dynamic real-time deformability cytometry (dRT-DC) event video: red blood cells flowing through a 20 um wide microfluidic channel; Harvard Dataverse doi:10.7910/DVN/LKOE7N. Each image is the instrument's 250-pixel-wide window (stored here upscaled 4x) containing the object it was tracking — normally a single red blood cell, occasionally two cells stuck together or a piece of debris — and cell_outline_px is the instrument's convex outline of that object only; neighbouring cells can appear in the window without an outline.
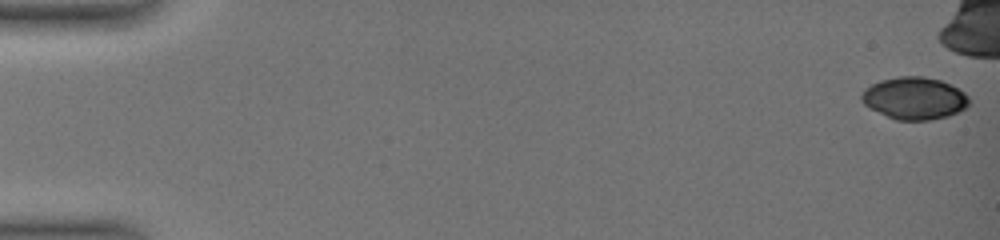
{"species": "common noctule bat (a hibernating species)", "species_latin": "Nyctalus noctula", "temperature_condition": "warm", "stored_images_in_passage": 47, "camera_frame_rate_fps": 3000, "um_per_image_px": 0.085, "animal": {"sex": "female", "body_mass_g": 19.0, "forearm_length_mm": 51.5}, "frame": {"image": 1, "passage_image": 1, "time_ms": 0.0, "image_size_px": [1000, 240], "cell_outline_px": [[968, 104], [964, 108], [948, 116], [928, 120], [896, 120], [868, 108], [860, 100], [860, 92], [864, 88], [880, 80], [900, 76], [924, 76], [940, 80], [964, 92], [968, 96]], "centroid_in_image_um": [77.66, 8.35], "position_along_channel_um": 7.3, "area_um2": 26.47}}
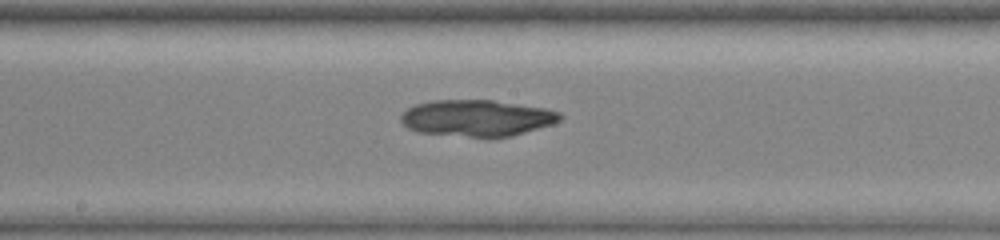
{"frame": {"image": 2, "passage_image": 30, "time_ms": 9.667, "image_size_px": [1000, 240], "cell_outline_px": [[564, 116], [560, 120], [552, 124], [512, 136], [488, 140], [416, 132], [408, 128], [400, 120], [400, 116], [408, 108], [416, 104], [432, 100], [492, 100], [544, 108], [560, 112]], "centroid_in_image_um": [40.53, 10.07], "position_along_channel_um": 207.7, "area_um2": 34.56}}
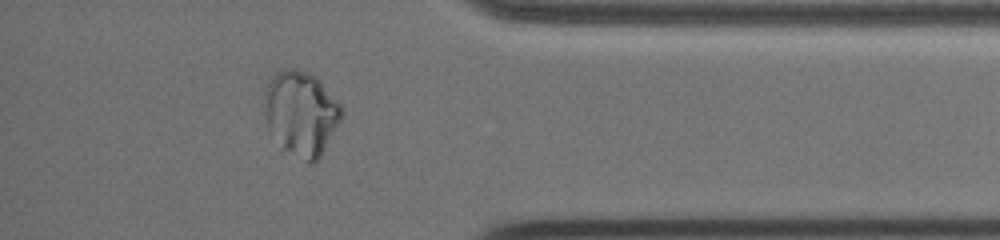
{"frame": {"image": 3, "passage_image": 46, "time_ms": 15.0, "image_size_px": [1000, 240], "cell_outline_px": [[344, 112], [340, 120], [316, 164], [308, 164], [280, 148], [268, 132], [264, 120], [264, 92], [272, 76], [280, 68], [296, 68], [308, 72], [316, 76], [320, 80], [340, 104]], "centroid_in_image_um": [25.54, 9.64], "position_along_channel_um": 409.7, "area_um2": 38.9}}